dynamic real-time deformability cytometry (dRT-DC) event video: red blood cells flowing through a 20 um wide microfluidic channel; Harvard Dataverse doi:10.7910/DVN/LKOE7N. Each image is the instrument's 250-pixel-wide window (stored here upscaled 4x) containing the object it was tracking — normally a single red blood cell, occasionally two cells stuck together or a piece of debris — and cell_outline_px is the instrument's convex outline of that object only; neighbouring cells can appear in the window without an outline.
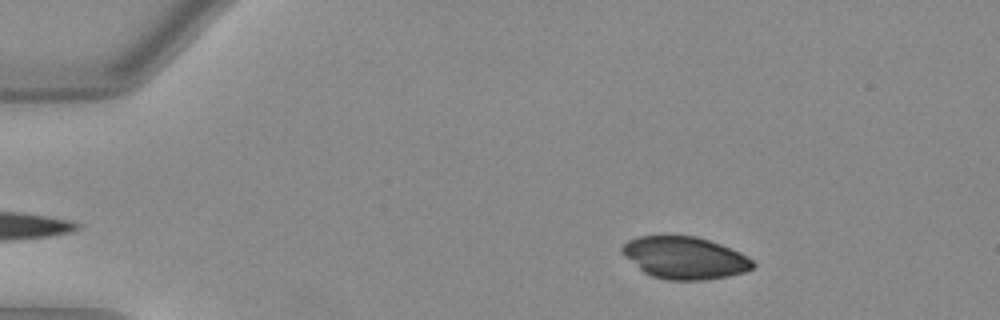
{"species": "Egyptian fruit bat (a non-hibernating species)", "species_latin": "Rousettus aegyptiacus", "temperature_condition": "warm", "stored_images_in_passage": 44, "camera_frame_rate_fps": 3000, "um_per_image_px": 0.085, "animal": {"sex": "female"}, "frame": {"image": 1, "passage_image": 1, "time_ms": 0.0, "image_size_px": [1000, 320], "cell_outline_px": [[756, 264], [752, 268], [744, 272], [728, 276], [704, 280], [668, 280], [652, 276], [644, 272], [624, 256], [620, 252], [620, 248], [628, 240], [636, 236], [696, 236], [720, 244], [740, 252], [752, 260]], "centroid_in_image_um": [58.18, 21.91], "position_along_channel_um": 26.8, "area_um2": 32.08}}
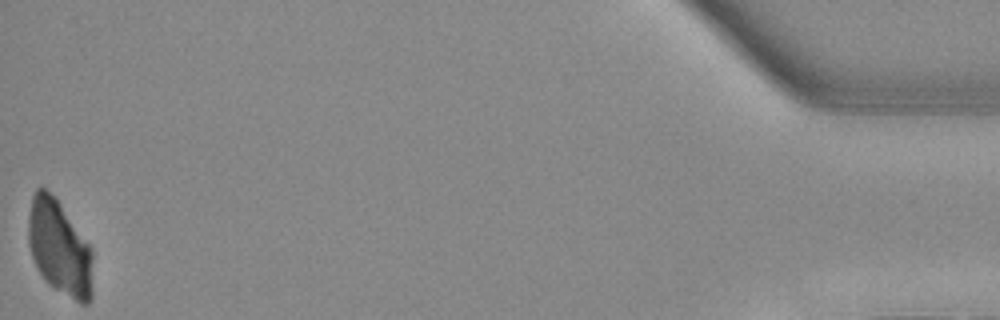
{"frame": {"image": 2, "passage_image": 44, "time_ms": 14.333, "image_size_px": [1000, 320], "cell_outline_px": [[92, 300], [88, 304], [80, 304], [48, 284], [44, 280], [32, 256], [28, 244], [28, 216], [32, 196], [36, 188], [44, 188], [60, 204], [92, 248]], "centroid_in_image_um": [5.06, 21.1], "position_along_channel_um": 430.1, "area_um2": 35.6}}